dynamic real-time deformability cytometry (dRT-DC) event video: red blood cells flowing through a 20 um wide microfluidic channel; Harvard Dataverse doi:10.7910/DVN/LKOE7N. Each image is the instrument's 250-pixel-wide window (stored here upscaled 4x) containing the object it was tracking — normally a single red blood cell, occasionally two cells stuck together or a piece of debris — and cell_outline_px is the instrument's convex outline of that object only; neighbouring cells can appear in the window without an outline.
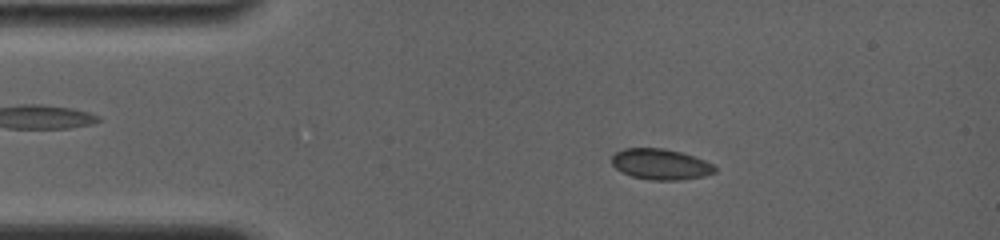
{"species": "common noctule bat (a hibernating species)", "species_latin": "Nyctalus noctula", "temperature_condition": "room temperature", "stored_images_in_passage": 59, "camera_frame_rate_fps": 4000, "um_per_image_px": 0.085, "animal": {"sex": "female", "body_mass_g": 19.0, "forearm_length_mm": 56.7}, "frame": {"image": 1, "passage_image": 11, "time_ms": 2.75, "image_size_px": [1000, 240], "cell_outline_px": [[716, 172], [704, 176], [680, 180], [652, 180], [632, 176], [616, 168], [612, 164], [612, 156], [616, 152], [624, 148], [664, 148], [680, 152], [704, 160], [712, 164], [716, 168]], "centroid_in_image_um": [56.15, 13.96], "position_along_channel_um": 28.8, "area_um2": 18.32}}
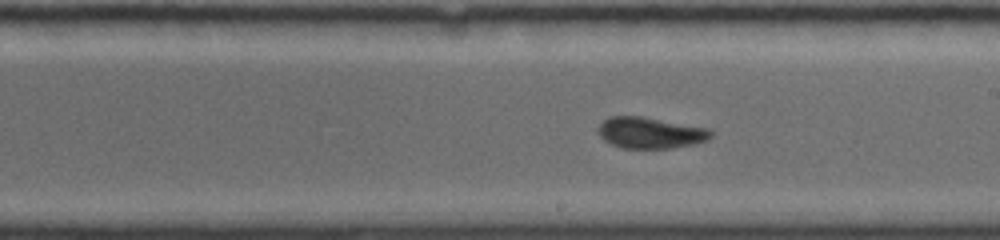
{"frame": {"image": 2, "passage_image": 34, "time_ms": 9.25, "image_size_px": [1000, 240], "cell_outline_px": [[712, 136], [708, 140], [696, 144], [668, 148], [624, 148], [612, 144], [604, 140], [596, 132], [596, 128], [608, 116], [640, 116], [708, 128], [712, 132]], "centroid_in_image_um": [55.25, 11.28], "position_along_channel_um": 233.7, "area_um2": 20.52}}
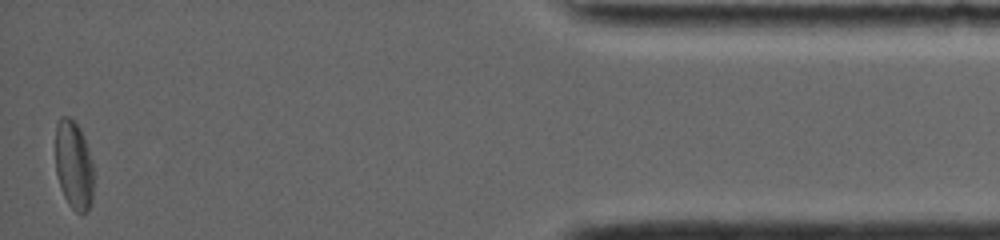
{"frame": {"image": 3, "passage_image": 58, "time_ms": 16.0, "image_size_px": [1000, 240], "cell_outline_px": [[92, 200], [88, 212], [80, 216], [68, 204], [60, 188], [56, 172], [56, 124], [60, 116], [68, 116], [80, 128], [84, 136], [92, 160]], "centroid_in_image_um": [6.27, 14.06], "position_along_channel_um": 428.9, "area_um2": 19.94}, "authors_computed_cell_mechanics": {"area_um2": 19.941, "velocity_mm_per_s": 3.8137, "shape_relaxation_time_tau1_ms": 6.9439, "shape_relaxation_time_tau2_ms": 1.9084, "deformation_change_tau1": 0.1168, "deformation_change_tau2": 0.0604}}